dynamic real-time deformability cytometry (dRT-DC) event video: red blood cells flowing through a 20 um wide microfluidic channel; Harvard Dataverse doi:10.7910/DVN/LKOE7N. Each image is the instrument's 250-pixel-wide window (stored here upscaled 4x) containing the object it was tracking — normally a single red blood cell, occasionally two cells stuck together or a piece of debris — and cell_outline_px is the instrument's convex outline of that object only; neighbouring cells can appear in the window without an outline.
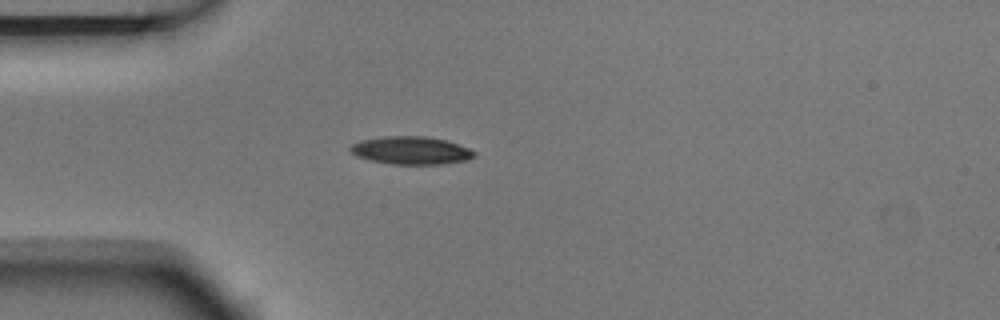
{"species": "Egyptian fruit bat (a non-hibernating species)", "species_latin": "Rousettus aegyptiacus", "temperature_condition": "room temperature", "stored_images_in_passage": 2, "camera_frame_rate_fps": 3000, "um_per_image_px": 0.085, "animal": {"sex": "male"}, "frame": {"image": 1, "passage_image": 1, "time_ms": 0.0, "image_size_px": [1000, 320], "cell_outline_px": [[476, 156], [464, 160], [444, 164], [392, 164], [372, 160], [356, 156], [348, 148], [352, 144], [360, 140], [384, 136], [424, 136], [444, 140], [468, 148], [476, 152]], "centroid_in_image_um": [34.91, 12.78], "position_along_channel_um": 50.1, "area_um2": 19.94}}